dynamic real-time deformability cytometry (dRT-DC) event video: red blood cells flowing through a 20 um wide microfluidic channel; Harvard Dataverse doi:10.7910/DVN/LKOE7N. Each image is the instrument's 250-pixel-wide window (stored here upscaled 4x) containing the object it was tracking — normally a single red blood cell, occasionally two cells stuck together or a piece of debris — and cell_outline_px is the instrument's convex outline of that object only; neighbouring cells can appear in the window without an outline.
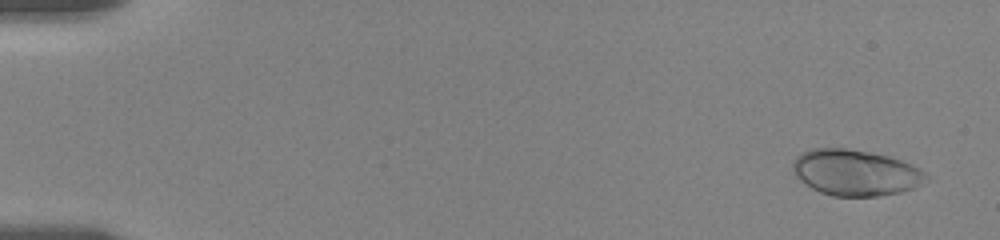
{"species": "human", "species_latin": "Homo sapiens", "temperature_condition": "room temperature", "stored_images_in_passage": 68, "camera_frame_rate_fps": 3000, "um_per_image_px": 0.085, "donor": {"sex": "female"}, "frame": {"image": 1, "passage_image": 4, "time_ms": 0.667, "image_size_px": [1000, 240], "cell_outline_px": [[924, 176], [912, 188], [900, 192], [880, 196], [832, 196], [820, 192], [812, 188], [800, 180], [792, 172], [792, 160], [800, 152], [812, 148], [844, 148], [872, 152], [888, 156], [912, 164], [920, 168], [924, 172]], "centroid_in_image_um": [72.61, 14.65], "position_along_channel_um": 12.4, "area_um2": 35.55}}
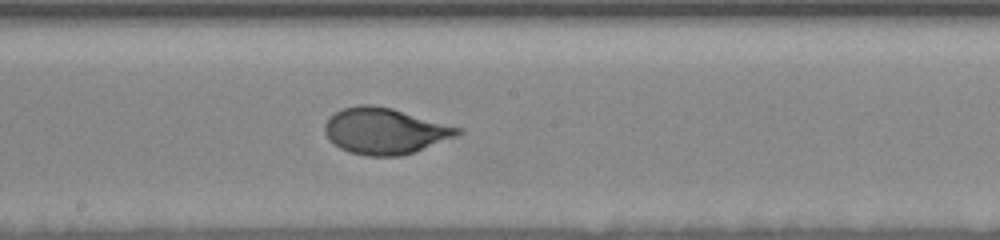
{"frame": {"image": 2, "passage_image": 36, "time_ms": 10.333, "image_size_px": [1000, 240], "cell_outline_px": [[464, 132], [456, 136], [416, 152], [400, 156], [368, 156], [348, 152], [340, 148], [328, 140], [324, 132], [324, 124], [340, 108], [360, 104], [372, 104], [392, 108], [464, 128]], "centroid_in_image_um": [32.73, 11.13], "position_along_channel_um": 215.5, "area_um2": 36.13}}
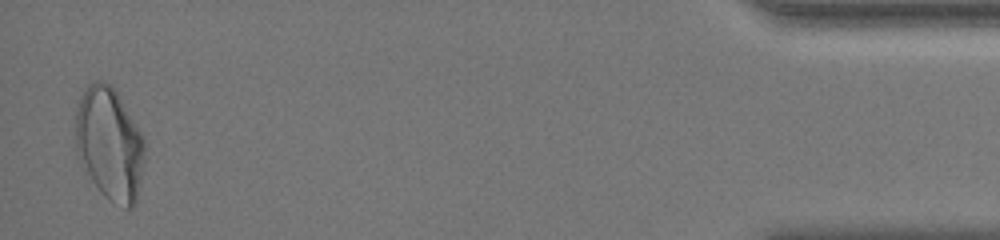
{"frame": {"image": 3, "passage_image": 63, "time_ms": 18.333, "image_size_px": [1000, 240], "cell_outline_px": [[144, 160], [140, 184], [136, 204], [132, 208], [124, 208], [108, 200], [104, 196], [92, 180], [76, 148], [76, 108], [80, 96], [84, 88], [88, 84], [96, 80], [104, 80], [116, 92], [144, 136]], "centroid_in_image_um": [9.33, 12.22], "position_along_channel_um": 425.9, "area_um2": 45.14}}